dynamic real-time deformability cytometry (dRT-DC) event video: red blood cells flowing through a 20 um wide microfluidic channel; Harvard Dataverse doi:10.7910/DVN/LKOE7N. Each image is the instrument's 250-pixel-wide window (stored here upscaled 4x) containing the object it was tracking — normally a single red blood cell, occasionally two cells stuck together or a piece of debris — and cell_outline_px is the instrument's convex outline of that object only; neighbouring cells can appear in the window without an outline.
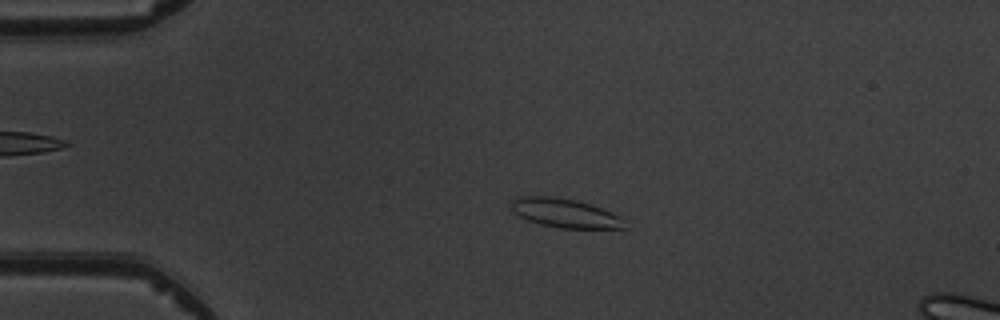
{"species": "common noctule bat (a hibernating species)", "species_latin": "Nyctalus noctula", "temperature_condition": "warm", "stored_images_in_passage": 5, "camera_frame_rate_fps": 3000, "um_per_image_px": 0.085, "animal": {"sex": "male", "body_mass_g": 19.5, "forearm_length_mm": 54.6}, "frame": {"image": 1, "passage_image": 4, "time_ms": 3.333, "image_size_px": [1000, 320], "cell_outline_px": [[624, 228], [560, 228], [540, 224], [528, 220], [512, 212], [512, 200], [520, 196], [548, 196], [576, 200], [612, 212], [620, 216], [624, 220]], "centroid_in_image_um": [48.0, 18.11], "position_along_channel_um": 37.0, "area_um2": 18.9}}